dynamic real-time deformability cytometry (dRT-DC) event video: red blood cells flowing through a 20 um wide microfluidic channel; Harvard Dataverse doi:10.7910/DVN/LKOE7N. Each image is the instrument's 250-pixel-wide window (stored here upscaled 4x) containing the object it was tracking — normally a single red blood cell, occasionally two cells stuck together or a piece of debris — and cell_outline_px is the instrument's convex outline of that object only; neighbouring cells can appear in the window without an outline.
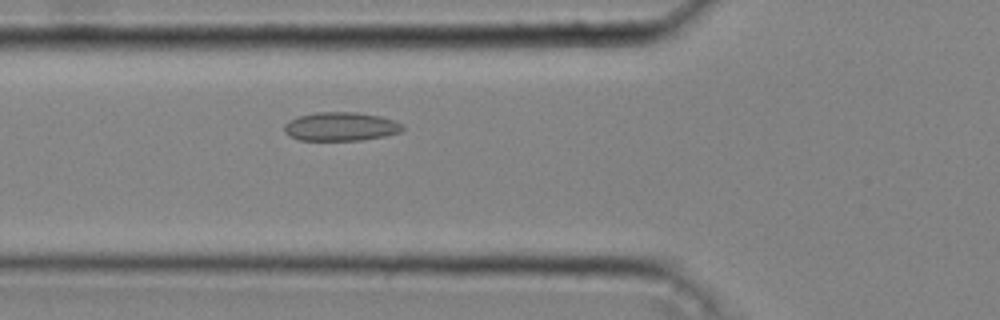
{"species": "common noctule bat (a hibernating species)", "species_latin": "Nyctalus noctula", "temperature_condition": "cold", "stored_images_in_passage": 36, "camera_frame_rate_fps": 3000, "um_per_image_px": 0.085, "animal": {"sex": "male", "body_mass_g": 20.4}, "frame": {"image": 1, "passage_image": 13, "time_ms": 4.0, "image_size_px": [1000, 320], "cell_outline_px": [[404, 128], [400, 132], [384, 136], [364, 140], [300, 140], [284, 132], [284, 124], [288, 120], [300, 116], [316, 112], [356, 112], [380, 116], [404, 124]], "centroid_in_image_um": [28.97, 10.75], "position_along_channel_um": 96.8, "area_um2": 19.77}}
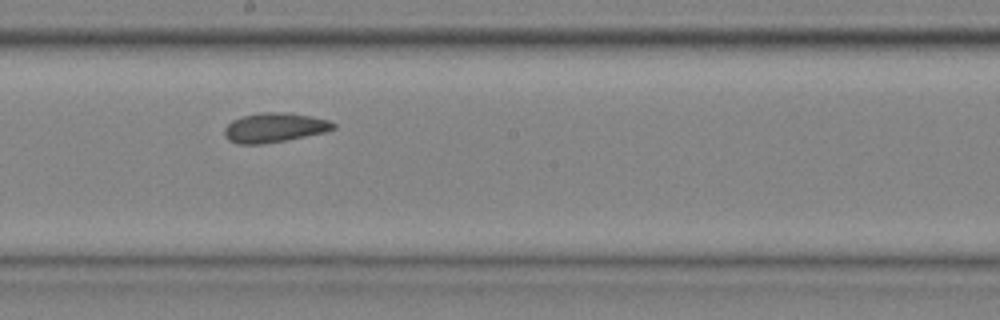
{"frame": {"image": 2, "passage_image": 22, "time_ms": 7.0, "image_size_px": [1000, 320], "cell_outline_px": [[336, 128], [328, 132], [284, 140], [260, 144], [236, 144], [228, 140], [224, 136], [224, 128], [232, 120], [244, 116], [264, 112], [280, 112], [312, 116], [328, 120], [336, 124]], "centroid_in_image_um": [23.33, 10.85], "position_along_channel_um": 224.9, "area_um2": 18.67}}
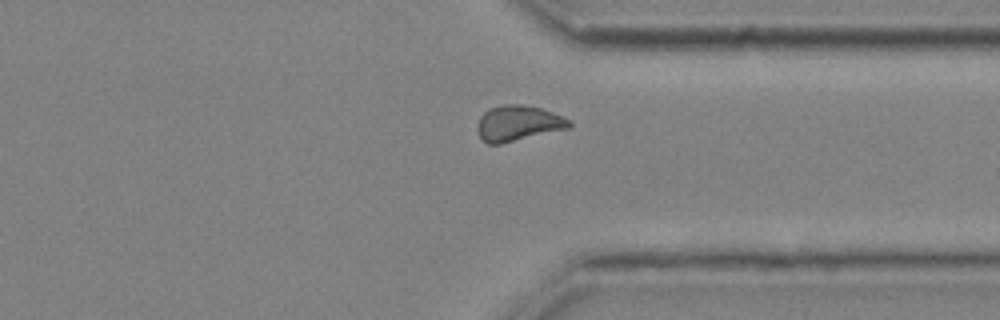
{"frame": {"image": 3, "passage_image": 32, "time_ms": 10.333, "image_size_px": [1000, 320], "cell_outline_px": [[572, 124], [568, 128], [500, 144], [488, 144], [480, 136], [476, 128], [480, 116], [488, 108], [504, 104], [520, 104], [540, 108], [564, 116], [572, 120]], "centroid_in_image_um": [44.04, 10.46], "position_along_channel_um": 367.4, "area_um2": 19.02}, "authors_computed_cell_mechanics": {"area_um2": 18.9873, "velocity_mm_per_s": 4.2705, "shape_relaxation_time_tau1_ms": 7.5014, "shape_relaxation_time_tau2_ms": 1.8139, "deformation_change_tau1": 0.0855, "deformation_change_tau2": 0.0535}}